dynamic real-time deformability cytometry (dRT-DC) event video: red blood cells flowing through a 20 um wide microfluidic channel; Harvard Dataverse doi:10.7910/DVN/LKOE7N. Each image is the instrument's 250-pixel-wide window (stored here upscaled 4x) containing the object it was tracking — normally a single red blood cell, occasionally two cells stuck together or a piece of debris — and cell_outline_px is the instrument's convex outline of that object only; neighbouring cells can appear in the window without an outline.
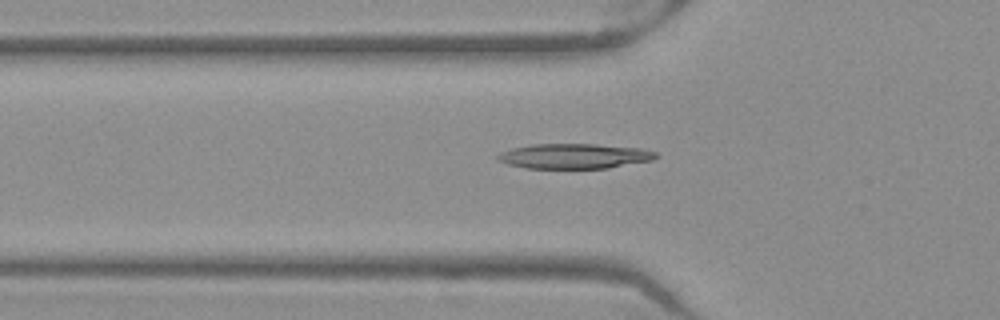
{"species": "Egyptian fruit bat (a non-hibernating species)", "species_latin": "Rousettus aegyptiacus", "temperature_condition": "warm", "stored_images_in_passage": 52, "camera_frame_rate_fps": 3000, "um_per_image_px": 0.085, "frame": {"image": 1, "passage_image": 18, "time_ms": 5.667, "image_size_px": [1000, 320], "cell_outline_px": [[660, 156], [652, 160], [608, 168], [524, 168], [508, 164], [496, 160], [496, 156], [500, 152], [512, 148], [532, 144], [596, 144], [640, 148], [656, 152]], "centroid_in_image_um": [48.8, 13.27], "position_along_channel_um": 77.0, "area_um2": 23.12}}
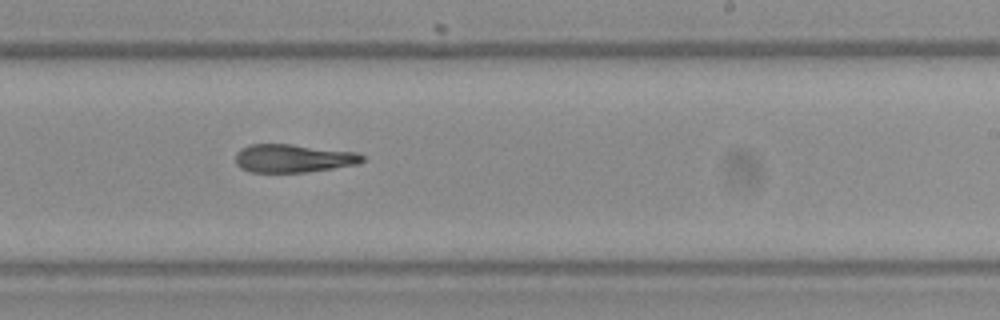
{"frame": {"image": 2, "passage_image": 32, "time_ms": 10.333, "image_size_px": [1000, 320], "cell_outline_px": [[364, 160], [360, 164], [304, 172], [248, 172], [240, 168], [236, 164], [236, 152], [248, 144], [292, 144], [356, 152], [364, 156]], "centroid_in_image_um": [24.91, 13.45], "position_along_channel_um": 264.1, "area_um2": 20.92}}
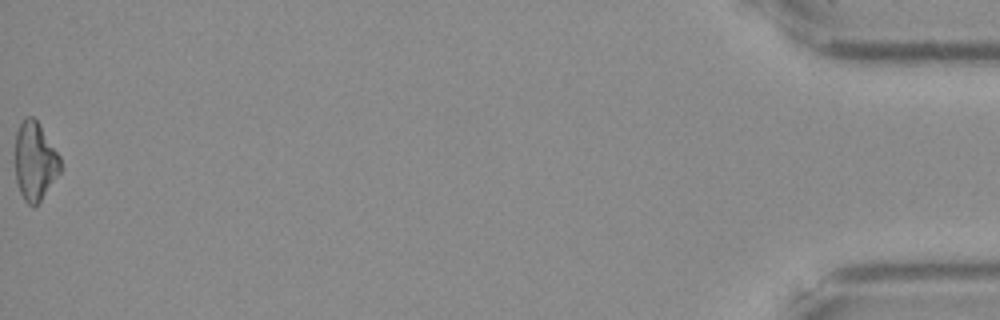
{"frame": {"image": 3, "passage_image": 52, "time_ms": 17.0, "image_size_px": [1000, 320], "cell_outline_px": [[64, 168], [40, 200], [36, 204], [28, 204], [24, 200], [20, 192], [16, 180], [16, 132], [24, 116], [32, 116], [36, 120], [60, 156]], "centroid_in_image_um": [2.99, 13.69], "position_along_channel_um": 432.2, "area_um2": 20.52}, "authors_computed_cell_mechanics": {"area_um2": 21.8773, "velocity_mm_per_s": 3.9863, "shape_relaxation_time_tau1_ms": null, "shape_relaxation_time_tau2_ms": 9.9365, "deformation_change_tau1": null, "deformation_change_tau2": 0.2486}}